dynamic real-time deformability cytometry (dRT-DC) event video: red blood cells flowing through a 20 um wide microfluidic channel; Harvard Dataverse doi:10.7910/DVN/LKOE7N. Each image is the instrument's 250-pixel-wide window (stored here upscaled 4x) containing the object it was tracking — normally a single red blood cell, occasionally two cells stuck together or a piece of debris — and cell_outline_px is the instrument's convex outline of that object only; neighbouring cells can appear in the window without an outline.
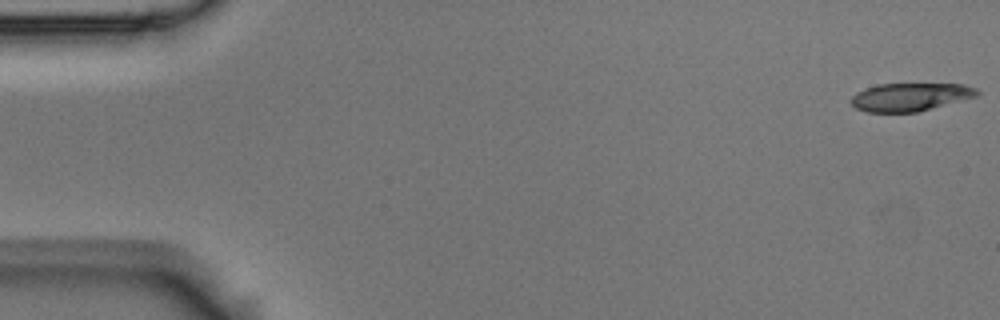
{"species": "Egyptian fruit bat (a non-hibernating species)", "species_latin": "Rousettus aegyptiacus", "temperature_condition": "room temperature", "stored_images_in_passage": 5, "camera_frame_rate_fps": 3000, "um_per_image_px": 0.085, "animal": {"sex": "male"}, "frame": {"image": 1, "passage_image": 1, "time_ms": 0.0, "image_size_px": [1000, 320], "cell_outline_px": [[980, 92], [976, 96], [916, 112], [868, 112], [856, 108], [848, 100], [856, 92], [864, 88], [880, 84], [964, 84], [976, 88]], "centroid_in_image_um": [77.32, 8.23], "position_along_channel_um": 7.7, "area_um2": 20.46}}